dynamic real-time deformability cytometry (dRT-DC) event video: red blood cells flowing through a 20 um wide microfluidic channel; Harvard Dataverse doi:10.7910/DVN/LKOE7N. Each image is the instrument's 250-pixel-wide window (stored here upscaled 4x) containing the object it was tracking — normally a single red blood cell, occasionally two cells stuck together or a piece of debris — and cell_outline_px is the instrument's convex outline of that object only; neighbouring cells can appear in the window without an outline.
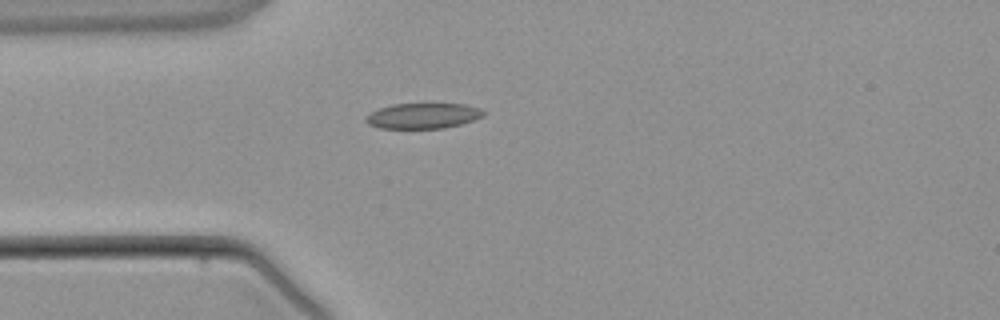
{"species": "common noctule bat (a hibernating species)", "species_latin": "Nyctalus noctula", "temperature_condition": "warm", "stored_images_in_passage": 3, "camera_frame_rate_fps": 3000, "um_per_image_px": 0.085, "animal": {"sex": "male", "body_mass_g": 21.5, "forearm_length_mm": 52.0}, "frame": {"image": 1, "passage_image": 3, "time_ms": 3.333, "image_size_px": [1000, 320], "cell_outline_px": [[484, 116], [460, 124], [444, 128], [380, 128], [368, 124], [364, 120], [372, 112], [380, 108], [392, 104], [464, 104], [480, 108], [484, 112]], "centroid_in_image_um": [35.96, 9.84], "position_along_channel_um": 49.0, "area_um2": 17.22}}